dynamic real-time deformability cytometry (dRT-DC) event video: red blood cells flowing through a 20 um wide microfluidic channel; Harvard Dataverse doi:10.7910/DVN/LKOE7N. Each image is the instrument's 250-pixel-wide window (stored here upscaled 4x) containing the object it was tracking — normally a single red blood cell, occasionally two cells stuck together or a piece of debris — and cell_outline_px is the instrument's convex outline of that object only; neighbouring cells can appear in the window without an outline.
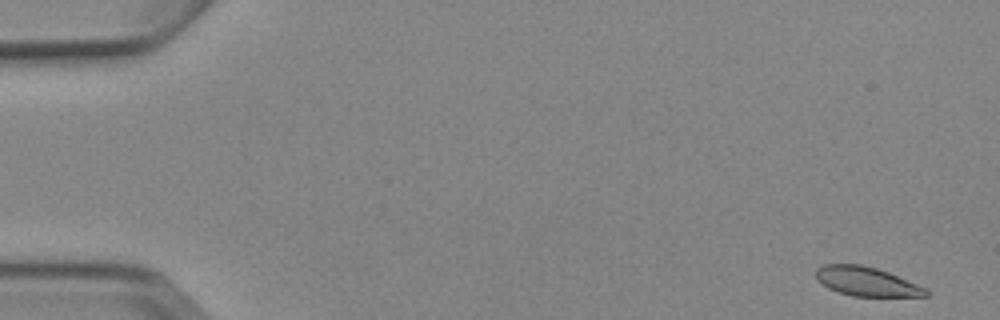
{"species": "Egyptian fruit bat (a non-hibernating species)", "species_latin": "Rousettus aegyptiacus", "temperature_condition": "cold", "stored_images_in_passage": 5, "camera_frame_rate_fps": 3000, "um_per_image_px": 0.085, "animal": {"sex": "female"}, "frame": {"image": 1, "passage_image": 1, "time_ms": 0.0, "image_size_px": [1000, 320], "cell_outline_px": [[928, 296], [852, 296], [828, 288], [816, 280], [816, 268], [824, 264], [860, 264], [876, 268], [888, 272], [916, 284], [924, 288], [928, 292]], "centroid_in_image_um": [73.6, 23.92], "position_along_channel_um": 11.4, "area_um2": 18.44}}